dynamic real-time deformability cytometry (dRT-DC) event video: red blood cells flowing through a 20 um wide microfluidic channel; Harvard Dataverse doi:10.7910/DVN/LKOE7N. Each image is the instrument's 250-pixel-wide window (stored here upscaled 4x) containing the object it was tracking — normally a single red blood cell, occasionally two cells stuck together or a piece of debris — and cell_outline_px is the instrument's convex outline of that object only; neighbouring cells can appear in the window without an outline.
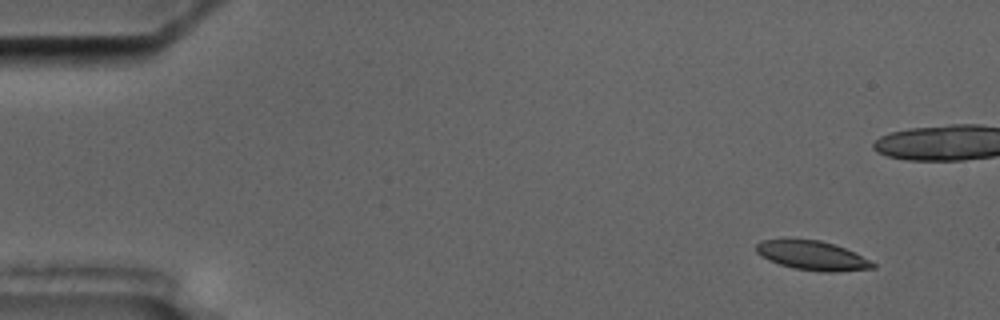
{"species": "common noctule bat (a hibernating species)", "species_latin": "Nyctalus noctula", "temperature_condition": "cold", "stored_images_in_passage": 8, "camera_frame_rate_fps": 3000, "um_per_image_px": 0.085, "animal": {"sex": "male", "body_mass_g": 17.5, "forearm_length_mm": 52.3}, "frame": {"image": 1, "passage_image": 2, "time_ms": 1.333, "image_size_px": [1000, 320], "cell_outline_px": [[876, 268], [836, 272], [824, 272], [796, 268], [780, 264], [768, 260], [760, 256], [756, 252], [756, 244], [760, 240], [820, 240], [844, 248], [876, 264]], "centroid_in_image_um": [69.03, 21.73], "position_along_channel_um": 16.0, "area_um2": 19.42}}